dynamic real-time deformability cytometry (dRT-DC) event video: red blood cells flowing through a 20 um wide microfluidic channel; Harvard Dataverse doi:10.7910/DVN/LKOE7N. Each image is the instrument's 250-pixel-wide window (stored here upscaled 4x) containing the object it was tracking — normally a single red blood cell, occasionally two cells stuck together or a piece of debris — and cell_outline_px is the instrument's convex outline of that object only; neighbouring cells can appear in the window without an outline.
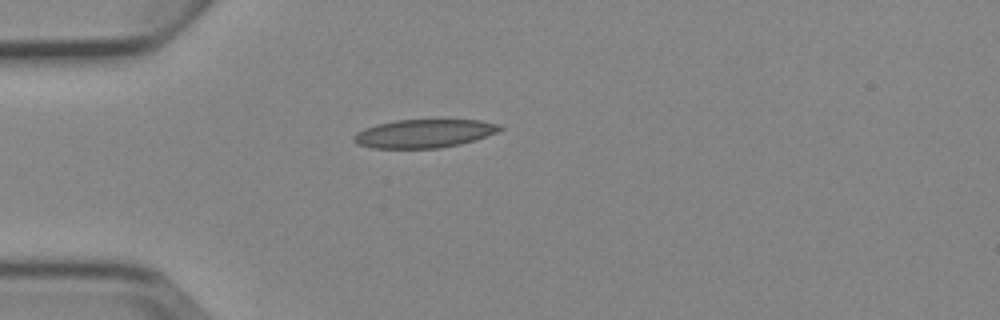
{"species": "Egyptian fruit bat (a non-hibernating species)", "species_latin": "Rousettus aegyptiacus", "temperature_condition": "cold", "stored_images_in_passage": 5, "camera_frame_rate_fps": 3000, "um_per_image_px": 0.085, "animal": {"sex": "female"}, "frame": {"image": 1, "passage_image": 5, "time_ms": 4.667, "image_size_px": [1000, 320], "cell_outline_px": [[504, 128], [496, 132], [460, 144], [440, 148], [372, 148], [356, 144], [352, 140], [352, 136], [356, 132], [364, 128], [376, 124], [396, 120], [480, 120], [500, 124]], "centroid_in_image_um": [35.99, 11.35], "position_along_channel_um": 49.0, "area_um2": 24.16}}